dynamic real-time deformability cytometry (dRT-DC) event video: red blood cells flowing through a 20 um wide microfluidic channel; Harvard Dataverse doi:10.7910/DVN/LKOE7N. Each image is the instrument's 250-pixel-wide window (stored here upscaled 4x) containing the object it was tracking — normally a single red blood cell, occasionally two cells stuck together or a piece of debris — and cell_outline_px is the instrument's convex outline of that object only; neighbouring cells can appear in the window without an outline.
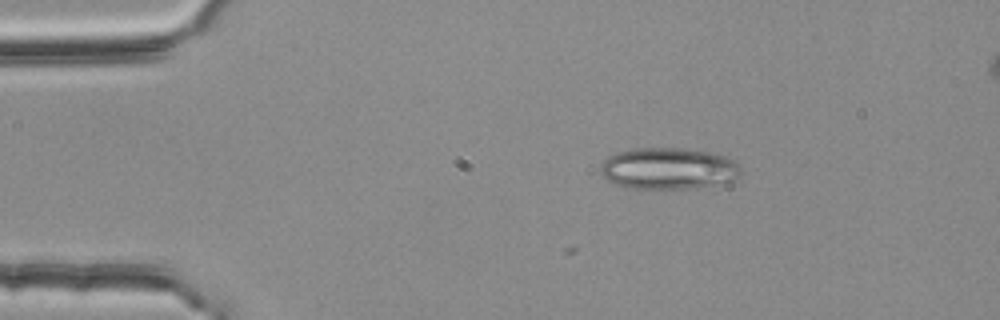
{"species": "common noctule bat (a hibernating species)", "species_latin": "Nyctalus noctula", "temperature_condition": "room temperature", "stored_images_in_passage": 3, "camera_frame_rate_fps": 3000, "um_per_image_px": 0.085, "animal": {"sex": "female", "body_mass_g": 25.1}, "frame": {"image": 1, "passage_image": 3, "time_ms": 0.667, "image_size_px": [1000, 320], "cell_outline_px": [[740, 172], [732, 180], [696, 188], [636, 188], [616, 184], [608, 180], [600, 172], [600, 164], [608, 156], [620, 152], [636, 148], [684, 148], [708, 152], [724, 156], [732, 160], [740, 168]], "centroid_in_image_um": [56.77, 14.31], "position_along_channel_um": 28.2, "area_um2": 33.41}}